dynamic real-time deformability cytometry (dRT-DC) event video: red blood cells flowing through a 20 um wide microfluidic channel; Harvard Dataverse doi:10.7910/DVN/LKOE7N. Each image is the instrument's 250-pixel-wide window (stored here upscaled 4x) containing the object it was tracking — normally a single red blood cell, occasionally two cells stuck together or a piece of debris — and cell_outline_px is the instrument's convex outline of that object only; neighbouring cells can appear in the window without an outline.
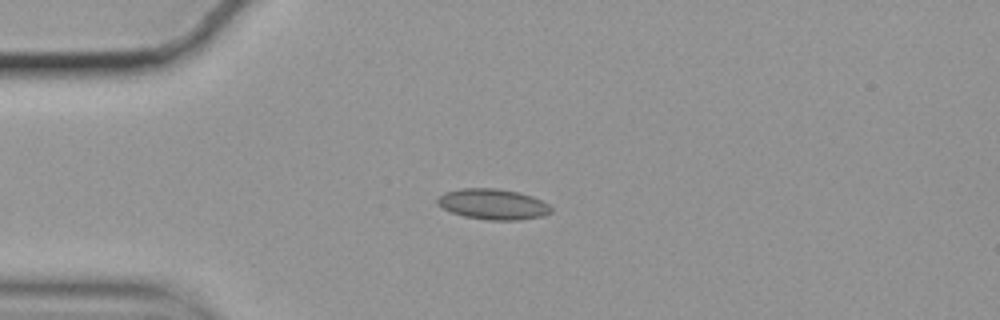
{"species": "common noctule bat (a hibernating species)", "species_latin": "Nyctalus noctula", "temperature_condition": "cold", "stored_images_in_passage": 44, "camera_frame_rate_fps": 3000, "um_per_image_px": 0.085, "animal": {"sex": "female", "body_mass_g": 19.9}, "frame": {"image": 1, "passage_image": 1, "time_ms": 0.0, "image_size_px": [1000, 320], "cell_outline_px": [[552, 212], [540, 216], [520, 220], [488, 220], [464, 216], [452, 212], [436, 204], [436, 200], [444, 192], [464, 188], [496, 188], [516, 192], [532, 196], [548, 204], [552, 208]], "centroid_in_image_um": [41.89, 17.36], "position_along_channel_um": 43.1, "area_um2": 20.11}}
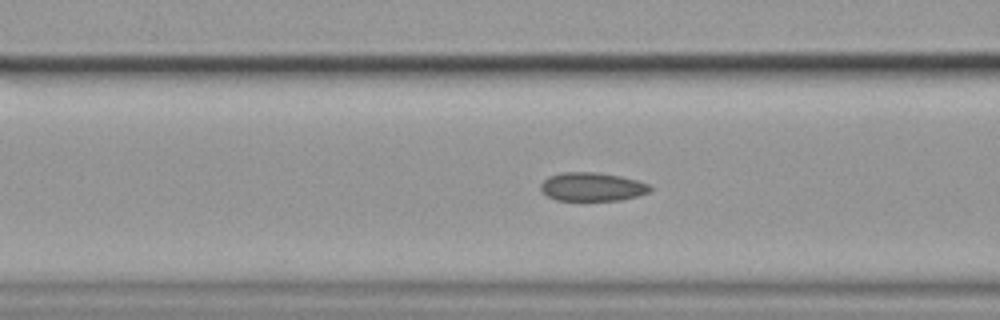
{"frame": {"image": 2, "passage_image": 9, "time_ms": 2.667, "image_size_px": [1000, 320], "cell_outline_px": [[652, 188], [648, 192], [636, 196], [620, 200], [556, 200], [540, 192], [540, 184], [548, 176], [560, 172], [596, 172], [620, 176], [636, 180], [648, 184]], "centroid_in_image_um": [50.27, 15.87], "position_along_channel_um": 116.3, "area_um2": 18.21}}
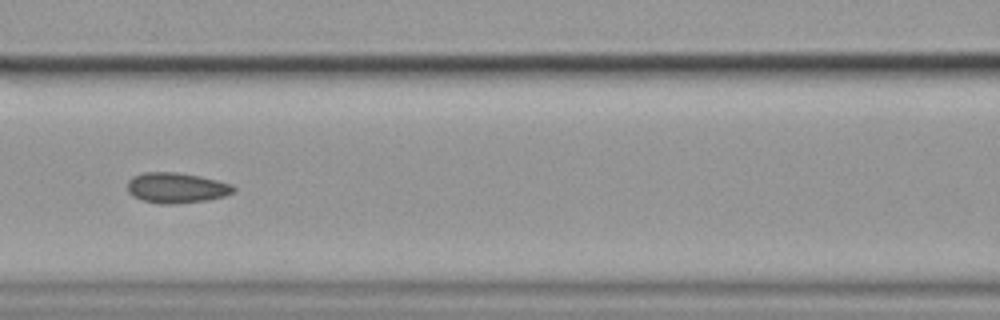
{"frame": {"image": 3, "passage_image": 12, "time_ms": 3.667, "image_size_px": [1000, 320], "cell_outline_px": [[236, 192], [224, 196], [208, 200], [176, 204], [160, 204], [140, 200], [132, 196], [128, 192], [128, 180], [132, 176], [144, 172], [176, 172], [200, 176], [232, 184], [236, 188]], "centroid_in_image_um": [14.99, 15.97], "position_along_channel_um": 151.6, "area_um2": 19.07}, "authors_computed_cell_mechanics": {"area_um2": 18.5827, "velocity_mm_per_s": 3.524, "shape_relaxation_time_tau1_ms": 10.6216, "shape_relaxation_time_tau2_ms": 1.8774, "deformation_change_tau1": 0.1404, "deformation_change_tau2": 0.0512}}